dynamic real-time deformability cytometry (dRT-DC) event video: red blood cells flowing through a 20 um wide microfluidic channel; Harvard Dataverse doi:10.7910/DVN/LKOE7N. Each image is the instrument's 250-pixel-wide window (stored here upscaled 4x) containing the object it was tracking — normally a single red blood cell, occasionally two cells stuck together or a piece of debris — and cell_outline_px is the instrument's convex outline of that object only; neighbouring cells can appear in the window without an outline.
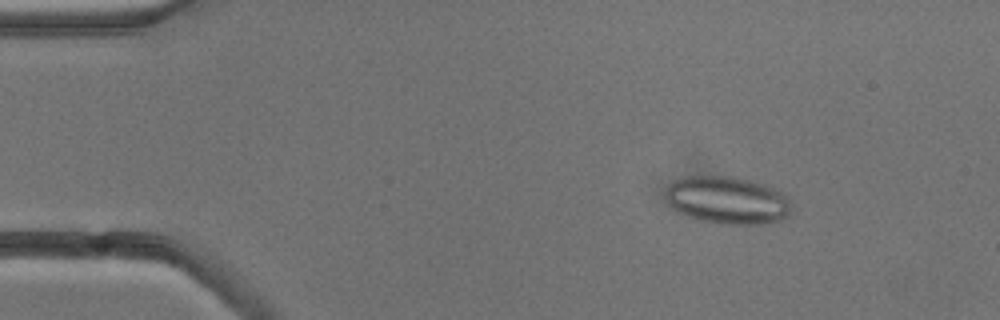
{"species": "common noctule bat (a hibernating species)", "species_latin": "Nyctalus noctula", "temperature_condition": "cold", "stored_images_in_passage": 5, "camera_frame_rate_fps": 3000, "um_per_image_px": 0.085, "animal": {"sex": "male", "body_mass_g": 13.3}, "frame": {"image": 1, "passage_image": 2, "time_ms": 1.0, "image_size_px": [1000, 320], "cell_outline_px": [[792, 212], [788, 216], [780, 220], [760, 224], [724, 224], [704, 220], [688, 216], [676, 212], [668, 204], [668, 188], [672, 180], [684, 176], [736, 176], [764, 184], [776, 188], [784, 192], [792, 200]], "centroid_in_image_um": [61.9, 17.0], "position_along_channel_um": 23.1, "area_um2": 35.26}}